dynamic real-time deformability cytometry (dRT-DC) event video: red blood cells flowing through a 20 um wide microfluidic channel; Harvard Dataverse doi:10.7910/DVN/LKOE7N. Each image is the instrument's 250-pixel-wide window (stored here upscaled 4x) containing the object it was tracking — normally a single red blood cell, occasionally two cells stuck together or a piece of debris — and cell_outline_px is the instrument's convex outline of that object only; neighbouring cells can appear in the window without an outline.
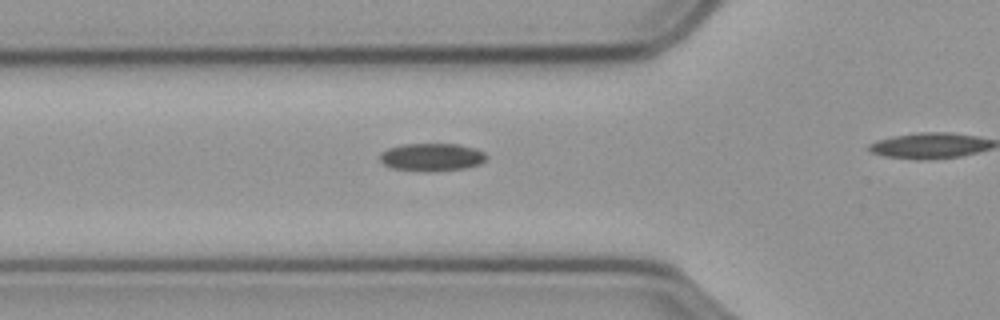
{"species": "common noctule bat (a hibernating species)", "species_latin": "Nyctalus noctula", "temperature_condition": "cold", "stored_images_in_passage": 7, "camera_frame_rate_fps": 3000, "um_per_image_px": 0.085, "animal": {"sex": "male", "body_mass_g": 23.1, "forearm_length_mm": 52.7}, "frame": {"image": 1, "passage_image": 2, "time_ms": 0.333, "image_size_px": [1000, 320], "cell_outline_px": [[488, 156], [480, 164], [464, 168], [428, 172], [424, 172], [392, 168], [384, 164], [380, 160], [380, 152], [388, 148], [400, 144], [460, 144], [476, 148], [484, 152]], "centroid_in_image_um": [36.69, 13.35], "position_along_channel_um": 89.1, "area_um2": 17.46}}
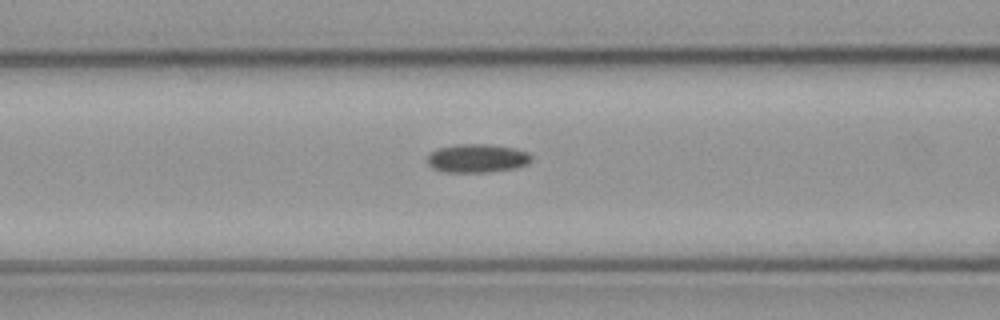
{"frame": {"image": 2, "passage_image": 5, "time_ms": 1.333, "image_size_px": [1000, 320], "cell_outline_px": [[532, 160], [528, 164], [516, 168], [484, 172], [444, 172], [432, 168], [428, 164], [428, 156], [432, 152], [440, 148], [456, 144], [488, 144], [516, 148], [528, 152], [532, 156]], "centroid_in_image_um": [40.6, 13.45], "position_along_channel_um": 126.0, "area_um2": 17.34}}